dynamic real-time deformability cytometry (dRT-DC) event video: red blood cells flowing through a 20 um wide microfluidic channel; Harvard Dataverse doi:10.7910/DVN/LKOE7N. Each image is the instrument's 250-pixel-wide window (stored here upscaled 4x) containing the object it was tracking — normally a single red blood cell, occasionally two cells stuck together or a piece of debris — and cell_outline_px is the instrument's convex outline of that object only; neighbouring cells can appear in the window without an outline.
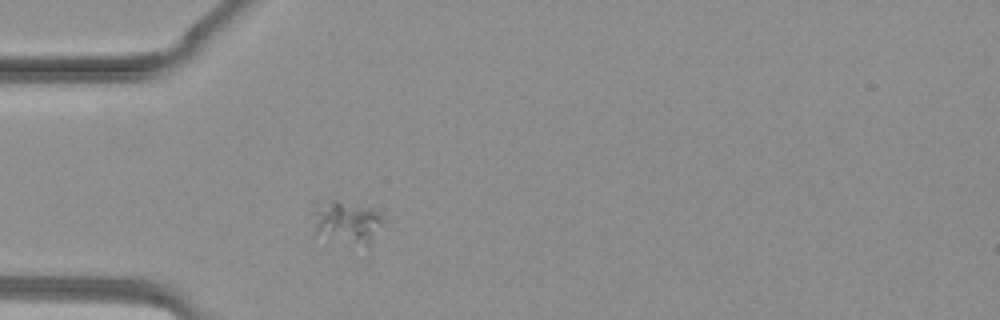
{"species": "common noctule bat (a hibernating species)", "species_latin": "Nyctalus noctula", "temperature_condition": "warm", "stored_images_in_passage": 32, "camera_frame_rate_fps": 3000, "um_per_image_px": 0.085, "animal": {"sex": "female", "body_mass_g": 19.3, "forearm_length_mm": 54.1}, "frame": {"image": 1, "passage_image": 4, "time_ms": 1.0, "image_size_px": [1000, 320], "cell_outline_px": [[384, 224], [368, 248], [316, 232], [312, 212], [316, 200], [336, 200], [368, 208], [376, 212], [384, 220]], "centroid_in_image_um": [29.48, 18.86], "position_along_channel_um": 55.5, "area_um2": 17.22}}
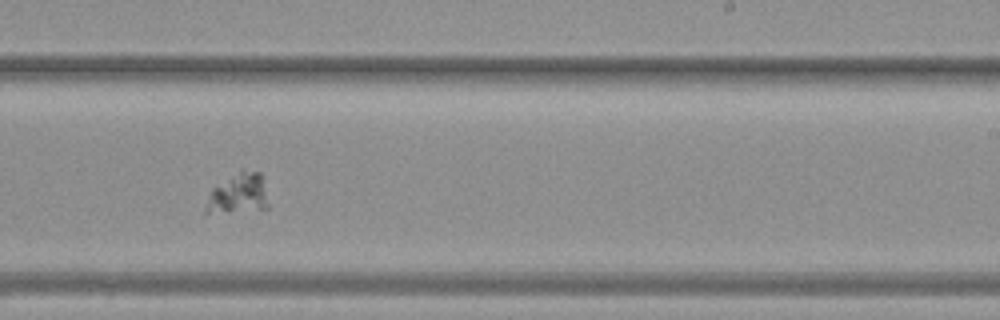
{"frame": {"image": 2, "passage_image": 17, "time_ms": 5.333, "image_size_px": [1000, 320], "cell_outline_px": [[268, 208], [228, 212], [204, 212], [204, 208], [208, 192], [212, 188], [240, 168], [260, 172], [268, 204]], "centroid_in_image_um": [20.2, 16.43], "position_along_channel_um": 268.8, "area_um2": 14.74}}
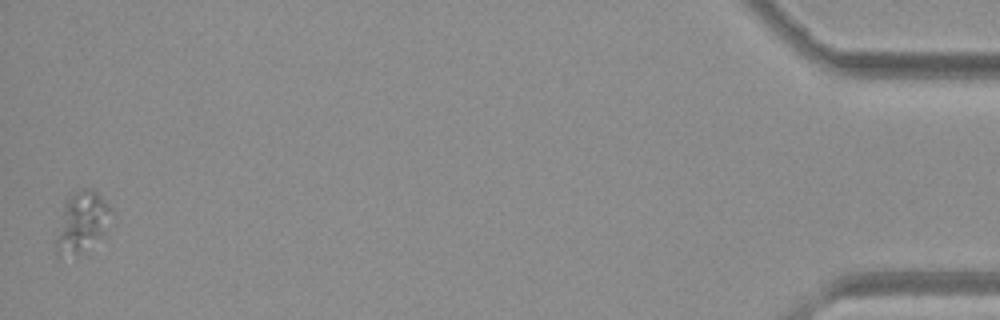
{"frame": {"image": 3, "passage_image": 32, "time_ms": 10.333, "image_size_px": [1000, 320], "cell_outline_px": [[112, 212], [100, 236], [76, 252], [60, 256], [56, 256], [52, 240], [64, 204], [68, 196], [72, 192], [84, 188], [92, 188], [108, 204]], "centroid_in_image_um": [6.84, 18.82], "position_along_channel_um": 428.4, "area_um2": 19.02}}